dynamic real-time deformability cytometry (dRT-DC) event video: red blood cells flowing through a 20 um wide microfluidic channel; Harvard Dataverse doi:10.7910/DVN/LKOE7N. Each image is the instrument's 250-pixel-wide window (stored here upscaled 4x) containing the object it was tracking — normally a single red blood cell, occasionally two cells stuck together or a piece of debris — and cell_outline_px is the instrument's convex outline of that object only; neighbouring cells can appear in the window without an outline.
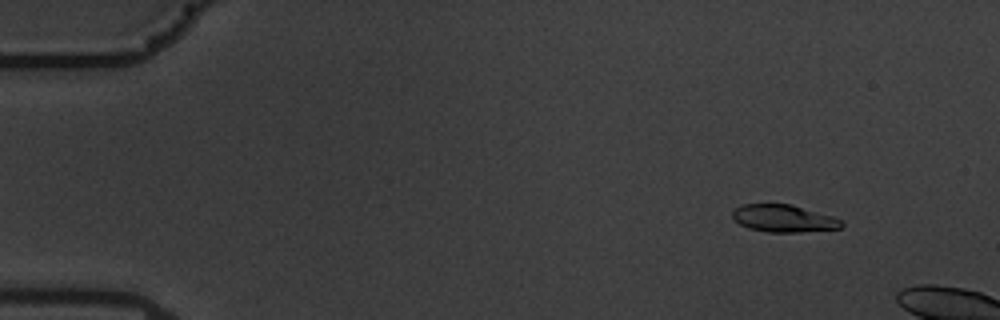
{"species": "common noctule bat (a hibernating species)", "species_latin": "Nyctalus noctula", "temperature_condition": "warm", "stored_images_in_passage": 12, "camera_frame_rate_fps": 3000, "um_per_image_px": 0.085, "animal": {"sex": "male", "body_mass_g": 19.5, "forearm_length_mm": 54.6}, "frame": {"image": 1, "passage_image": 6, "time_ms": 1.667, "image_size_px": [1000, 320], "cell_outline_px": [[844, 224], [840, 228], [800, 232], [768, 232], [748, 228], [740, 224], [732, 216], [732, 212], [736, 208], [744, 204], [792, 204], [832, 216], [840, 220]], "centroid_in_image_um": [66.61, 18.56], "position_along_channel_um": 18.4, "area_um2": 17.22}}